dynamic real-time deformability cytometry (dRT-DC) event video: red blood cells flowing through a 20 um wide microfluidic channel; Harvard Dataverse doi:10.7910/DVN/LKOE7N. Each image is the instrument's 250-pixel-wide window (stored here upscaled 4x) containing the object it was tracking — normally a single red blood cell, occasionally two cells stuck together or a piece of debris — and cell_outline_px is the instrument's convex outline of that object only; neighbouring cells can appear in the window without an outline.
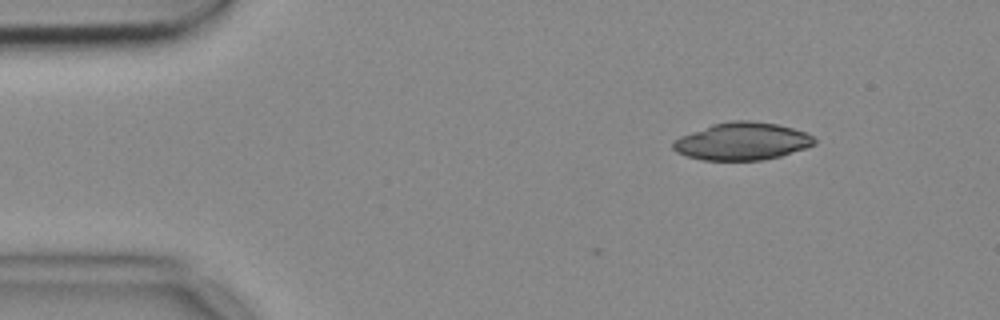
{"species": "common noctule bat (a hibernating species)", "species_latin": "Nyctalus noctula", "temperature_condition": "cold", "stored_images_in_passage": 3, "camera_frame_rate_fps": 3000, "um_per_image_px": 0.085, "animal": {"sex": "female", "body_mass_g": 18.4}, "frame": {"image": 1, "passage_image": 3, "time_ms": 0.667, "image_size_px": [1000, 320], "cell_outline_px": [[816, 144], [780, 156], [764, 160], [700, 160], [676, 152], [672, 148], [672, 140], [680, 136], [712, 124], [732, 120], [748, 120], [776, 124], [792, 128], [804, 132], [812, 136], [816, 140]], "centroid_in_image_um": [63.04, 12.01], "position_along_channel_um": 22.0, "area_um2": 30.87}}